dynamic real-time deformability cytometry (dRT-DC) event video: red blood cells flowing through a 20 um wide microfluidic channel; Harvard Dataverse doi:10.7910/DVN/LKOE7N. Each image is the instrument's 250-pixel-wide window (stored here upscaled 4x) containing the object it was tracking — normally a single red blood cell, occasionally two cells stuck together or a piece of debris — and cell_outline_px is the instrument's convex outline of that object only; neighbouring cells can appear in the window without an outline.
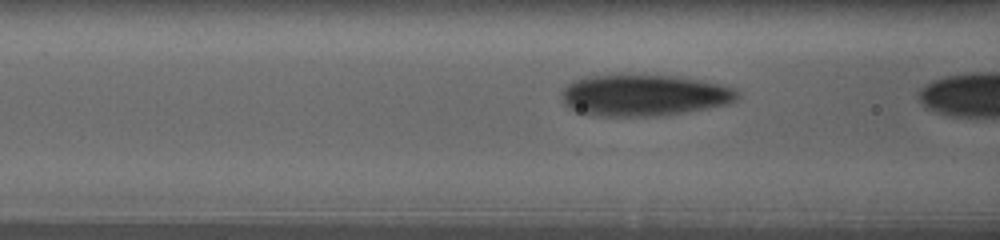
{"species": "human", "species_latin": "Homo sapiens", "temperature_condition": "warm", "stored_images_in_passage": 18, "camera_frame_rate_fps": 3000, "um_per_image_px": 0.085, "donor": {"sex": "female"}, "frame": {"image": 1, "passage_image": 16, "time_ms": 6.333, "image_size_px": [1000, 240], "cell_outline_px": [[740, 96], [736, 100], [728, 104], [708, 108], [684, 112], [656, 116], [592, 116], [576, 112], [568, 108], [564, 104], [564, 88], [572, 80], [588, 76], [628, 72], [680, 76], [724, 84], [736, 88], [740, 92]], "centroid_in_image_um": [54.76, 8.06], "position_along_channel_um": 111.8, "area_um2": 43.87}}